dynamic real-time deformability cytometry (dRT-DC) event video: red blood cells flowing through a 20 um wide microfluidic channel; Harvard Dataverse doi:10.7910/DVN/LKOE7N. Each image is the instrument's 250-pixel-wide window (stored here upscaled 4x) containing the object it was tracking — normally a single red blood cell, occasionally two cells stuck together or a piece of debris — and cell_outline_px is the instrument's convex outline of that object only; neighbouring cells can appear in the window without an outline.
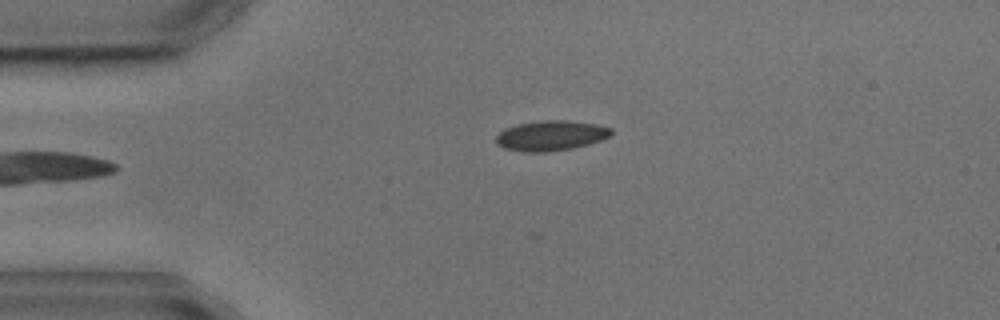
{"species": "common noctule bat (a hibernating species)", "species_latin": "Nyctalus noctula", "temperature_condition": "cold", "stored_images_in_passage": 2, "camera_frame_rate_fps": 3000, "um_per_image_px": 0.085, "animal": {"sex": "male", "body_mass_g": 17.9, "forearm_length_mm": 54.2}, "frame": {"image": 1, "passage_image": 2, "time_ms": 1.0, "image_size_px": [1000, 320], "cell_outline_px": [[612, 132], [608, 136], [600, 140], [588, 144], [572, 148], [548, 152], [524, 152], [504, 148], [496, 144], [496, 136], [504, 128], [516, 124], [540, 120], [568, 120], [596, 124], [612, 128]], "centroid_in_image_um": [46.79, 11.52], "position_along_channel_um": 38.2, "area_um2": 20.29}}